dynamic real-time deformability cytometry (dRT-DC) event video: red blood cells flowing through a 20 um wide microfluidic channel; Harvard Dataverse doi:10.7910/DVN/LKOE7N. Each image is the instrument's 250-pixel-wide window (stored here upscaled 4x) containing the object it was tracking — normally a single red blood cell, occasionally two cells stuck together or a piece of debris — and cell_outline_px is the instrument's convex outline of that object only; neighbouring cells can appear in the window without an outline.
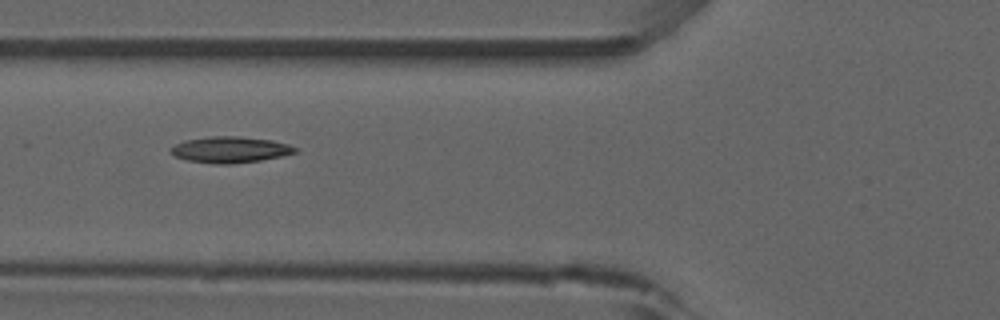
{"species": "common noctule bat (a hibernating species)", "species_latin": "Nyctalus noctula", "temperature_condition": "room temperature", "stored_images_in_passage": 8, "camera_frame_rate_fps": 3000, "um_per_image_px": 0.085, "animal": {"sex": "male", "forearm_length_mm": 52.5}, "frame": {"image": 1, "passage_image": 6, "time_ms": 5.667, "image_size_px": [1000, 320], "cell_outline_px": [[296, 152], [280, 156], [260, 160], [232, 164], [212, 164], [188, 160], [172, 156], [168, 152], [168, 148], [184, 140], [212, 136], [240, 136], [272, 140], [288, 144], [296, 148]], "centroid_in_image_um": [19.48, 12.72], "position_along_channel_um": 106.3, "area_um2": 19.07}}
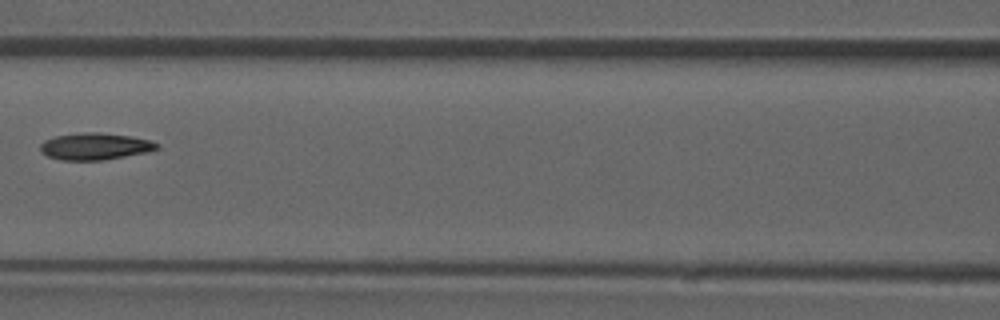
{"frame": {"image": 2, "passage_image": 7, "time_ms": 7.0, "image_size_px": [1000, 320], "cell_outline_px": [[160, 148], [148, 152], [104, 160], [60, 160], [48, 156], [40, 152], [40, 144], [44, 140], [56, 136], [84, 132], [96, 132], [132, 136], [148, 140], [160, 144]], "centroid_in_image_um": [8.08, 12.44], "position_along_channel_um": 158.5, "area_um2": 18.32}}